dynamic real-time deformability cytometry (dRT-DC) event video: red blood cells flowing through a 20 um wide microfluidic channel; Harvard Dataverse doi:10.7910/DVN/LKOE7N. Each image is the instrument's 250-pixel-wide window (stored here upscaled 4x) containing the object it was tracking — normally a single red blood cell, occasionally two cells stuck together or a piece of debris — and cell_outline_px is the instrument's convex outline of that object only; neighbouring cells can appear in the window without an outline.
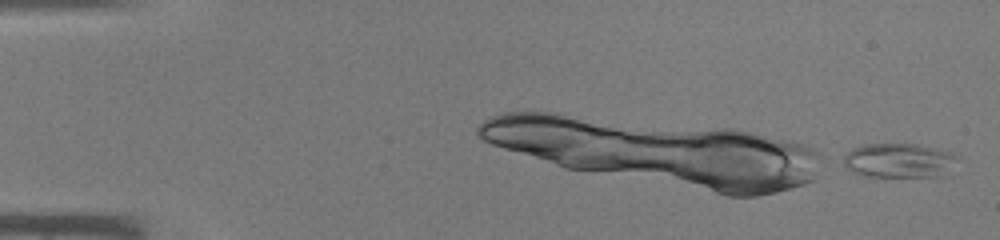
{"species": "common noctule bat (a hibernating species)", "species_latin": "Nyctalus noctula", "temperature_condition": "warm", "stored_images_in_passage": 46, "camera_frame_rate_fps": 3000, "um_per_image_px": 0.085, "animal": {"sex": "male", "body_mass_g": 19.0, "forearm_length_mm": 50.8}, "frame": {"image": 1, "passage_image": 1, "time_ms": 0.0, "image_size_px": [1000, 240], "cell_outline_px": [[960, 156], [940, 176], [864, 176], [852, 172], [836, 160], [840, 156], [852, 148], [860, 144], [916, 144], [952, 152]], "centroid_in_image_um": [76.26, 13.62], "position_along_channel_um": 8.7, "area_um2": 23.06}}
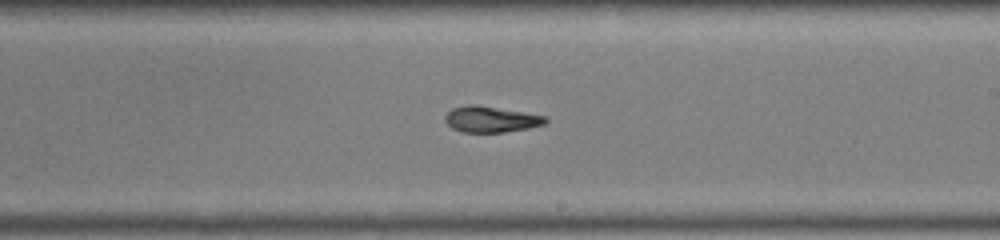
{"frame": {"image": 2, "passage_image": 27, "time_ms": 8.667, "image_size_px": [1000, 240], "cell_outline_px": [[548, 120], [544, 124], [528, 128], [504, 132], [464, 132], [452, 128], [444, 120], [444, 116], [452, 108], [468, 104], [476, 104], [548, 116]], "centroid_in_image_um": [41.73, 10.13], "position_along_channel_um": 247.3, "area_um2": 15.26}}
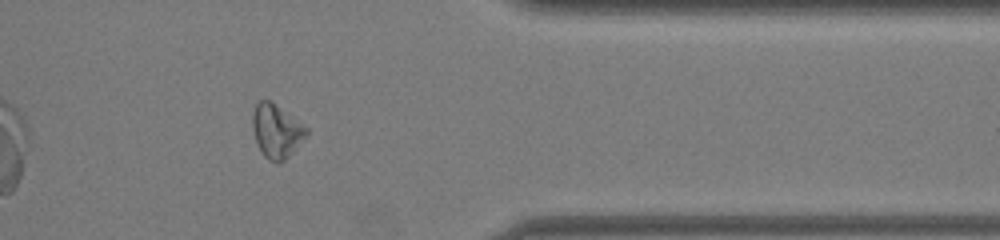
{"frame": {"image": 3, "passage_image": 37, "time_ms": 12.0, "image_size_px": [1000, 240], "cell_outline_px": [[308, 136], [284, 160], [276, 164], [268, 160], [264, 156], [256, 140], [252, 128], [252, 116], [256, 104], [260, 100], [268, 100], [308, 128]], "centroid_in_image_um": [23.5, 11.17], "position_along_channel_um": 387.9, "area_um2": 16.53}}